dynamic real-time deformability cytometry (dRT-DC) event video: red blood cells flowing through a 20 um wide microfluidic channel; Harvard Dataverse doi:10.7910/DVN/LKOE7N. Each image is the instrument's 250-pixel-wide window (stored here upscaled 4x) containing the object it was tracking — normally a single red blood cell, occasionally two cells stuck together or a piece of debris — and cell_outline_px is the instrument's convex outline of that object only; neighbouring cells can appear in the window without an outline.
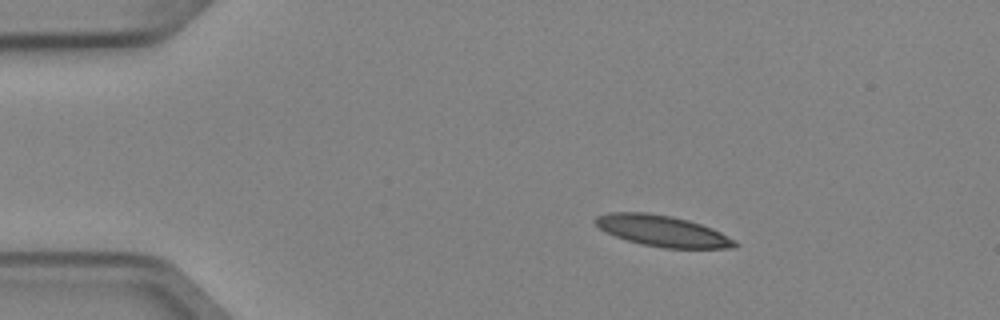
{"species": "Egyptian fruit bat (a non-hibernating species)", "species_latin": "Rousettus aegyptiacus", "temperature_condition": "cold", "stored_images_in_passage": 6, "camera_frame_rate_fps": 3000, "um_per_image_px": 0.085, "animal": {"sex": "female"}, "frame": {"image": 1, "passage_image": 2, "time_ms": 0.333, "image_size_px": [1000, 320], "cell_outline_px": [[740, 244], [736, 248], [664, 248], [640, 244], [616, 236], [600, 228], [596, 224], [596, 216], [608, 212], [644, 212], [672, 216], [688, 220], [712, 228], [736, 240]], "centroid_in_image_um": [56.36, 19.63], "position_along_channel_um": 28.6, "area_um2": 25.14}}
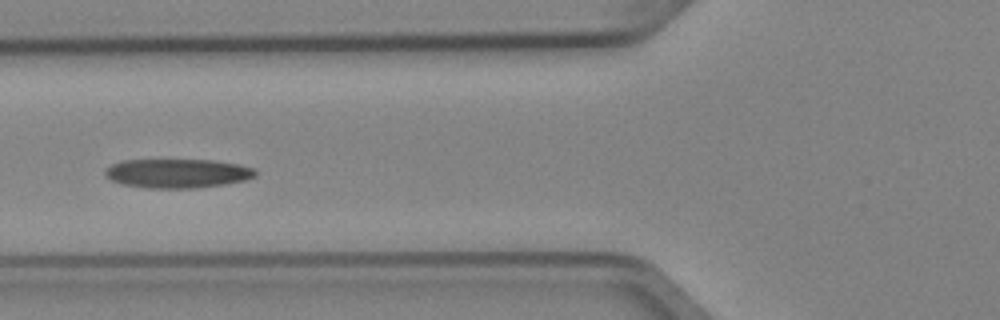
{"frame": {"image": 2, "passage_image": 5, "time_ms": 1.333, "image_size_px": [1000, 320], "cell_outline_px": [[256, 176], [244, 180], [224, 184], [192, 188], [148, 188], [124, 184], [112, 180], [104, 176], [104, 168], [120, 160], [216, 160], [240, 164], [252, 168], [256, 172]], "centroid_in_image_um": [15.05, 14.72], "position_along_channel_um": 110.7, "area_um2": 25.49}}
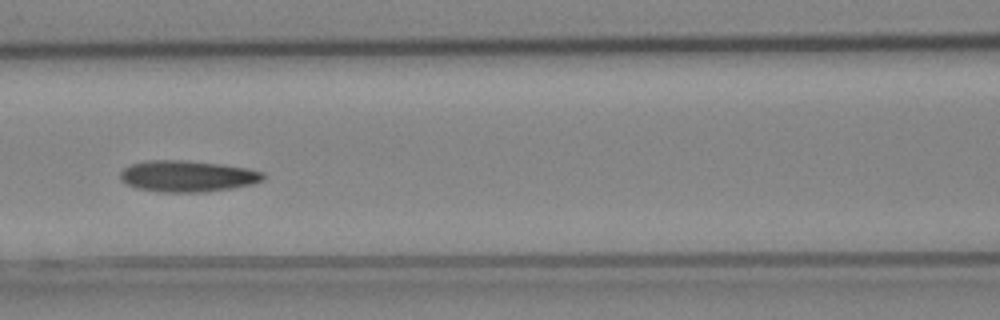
{"frame": {"image": 3, "passage_image": 6, "time_ms": 1.667, "image_size_px": [1000, 320], "cell_outline_px": [[264, 180], [252, 184], [232, 188], [204, 192], [160, 192], [136, 188], [120, 180], [120, 172], [124, 168], [132, 164], [148, 160], [184, 160], [220, 164], [248, 168], [264, 172]], "centroid_in_image_um": [15.94, 14.97], "position_along_channel_um": 150.7, "area_um2": 26.13}}